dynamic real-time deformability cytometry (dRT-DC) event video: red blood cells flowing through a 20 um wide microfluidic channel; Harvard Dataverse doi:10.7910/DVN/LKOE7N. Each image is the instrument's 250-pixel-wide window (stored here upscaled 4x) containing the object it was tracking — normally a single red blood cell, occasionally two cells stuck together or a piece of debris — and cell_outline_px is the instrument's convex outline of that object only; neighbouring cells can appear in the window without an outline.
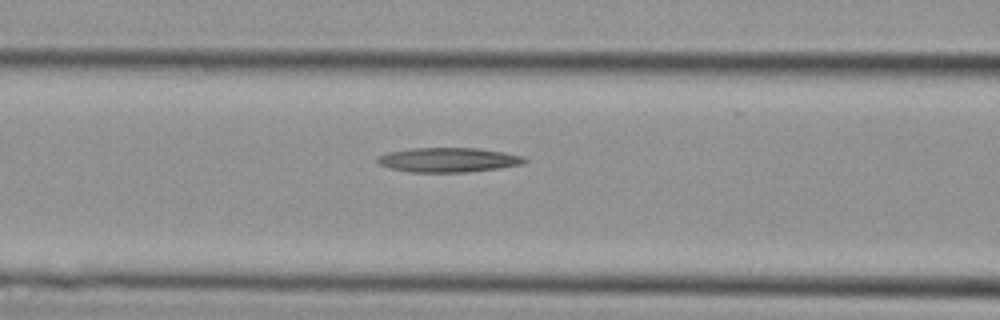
{"species": "Egyptian fruit bat (a non-hibernating species)", "species_latin": "Rousettus aegyptiacus", "temperature_condition": "cold", "stored_images_in_passage": 16, "camera_frame_rate_fps": 3000, "um_per_image_px": 0.085, "animal": {"sex": "female"}, "frame": {"image": 1, "passage_image": 10, "time_ms": 3.0, "image_size_px": [1000, 320], "cell_outline_px": [[528, 160], [524, 164], [500, 168], [464, 172], [412, 172], [392, 168], [380, 164], [376, 160], [376, 156], [388, 152], [412, 148], [476, 148], [504, 152], [524, 156]], "centroid_in_image_um": [38.14, 13.58], "position_along_channel_um": 128.5, "area_um2": 20.98}}
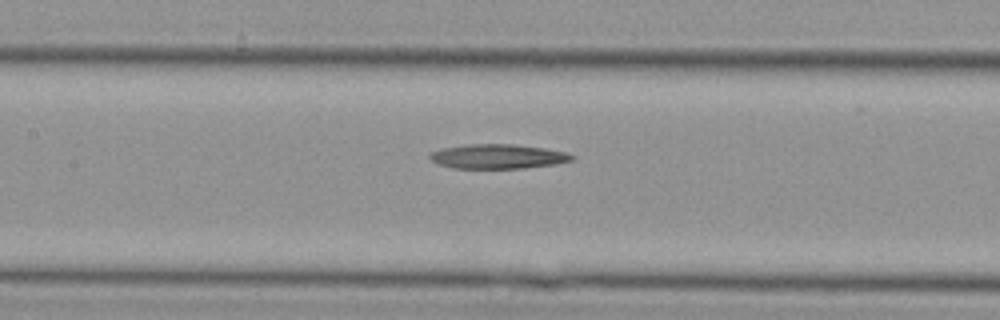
{"frame": {"image": 2, "passage_image": 12, "time_ms": 3.667, "image_size_px": [1000, 320], "cell_outline_px": [[576, 156], [572, 160], [556, 164], [524, 168], [452, 168], [440, 164], [432, 160], [428, 156], [432, 152], [440, 148], [468, 144], [512, 144], [544, 148], [564, 152]], "centroid_in_image_um": [42.31, 13.29], "position_along_channel_um": 165.1, "area_um2": 20.17}}
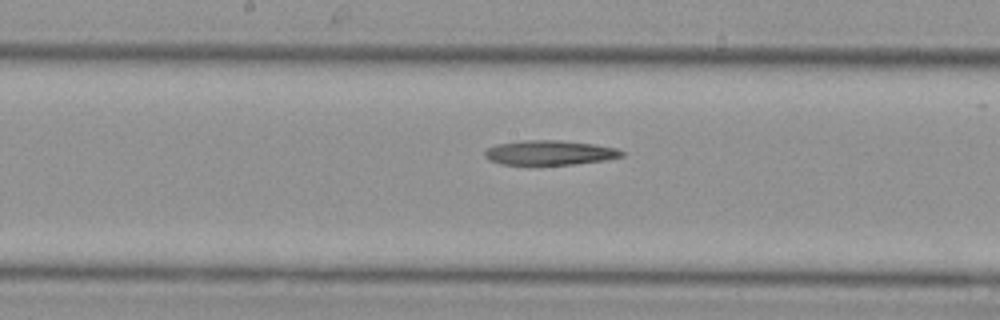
{"frame": {"image": 3, "passage_image": 14, "time_ms": 4.333, "image_size_px": [1000, 320], "cell_outline_px": [[624, 156], [608, 160], [572, 164], [500, 164], [488, 160], [484, 156], [484, 152], [488, 148], [496, 144], [524, 140], [560, 140], [592, 144], [616, 148], [624, 152]], "centroid_in_image_um": [46.72, 12.97], "position_along_channel_um": 201.5, "area_um2": 19.59}}